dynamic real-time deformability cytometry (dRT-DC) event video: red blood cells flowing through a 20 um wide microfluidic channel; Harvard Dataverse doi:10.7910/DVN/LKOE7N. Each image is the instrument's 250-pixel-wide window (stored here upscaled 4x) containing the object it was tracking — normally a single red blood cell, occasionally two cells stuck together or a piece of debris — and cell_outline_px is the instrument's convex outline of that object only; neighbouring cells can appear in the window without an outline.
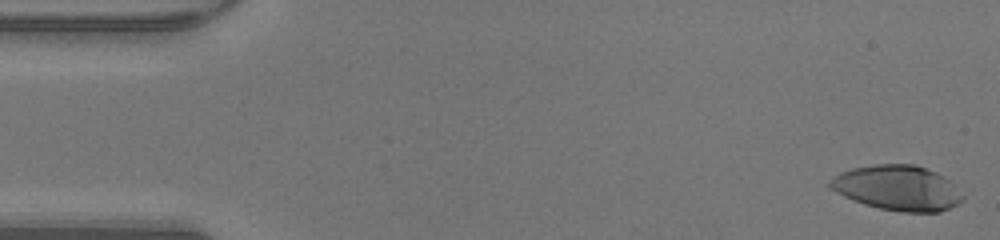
{"species": "human", "species_latin": "Homo sapiens", "temperature_condition": "warm", "stored_images_in_passage": 48, "camera_frame_rate_fps": 3000, "um_per_image_px": 0.085, "donor": {"sex": "male"}, "frame": {"image": 1, "passage_image": 1, "time_ms": 0.0, "image_size_px": [1000, 240], "cell_outline_px": [[964, 200], [940, 212], [900, 212], [880, 208], [864, 204], [844, 196], [828, 188], [824, 184], [828, 180], [840, 172], [852, 168], [876, 164], [916, 164], [936, 172], [944, 176], [964, 196]], "centroid_in_image_um": [76.24, 15.97], "position_along_channel_um": 8.8, "area_um2": 34.97}}
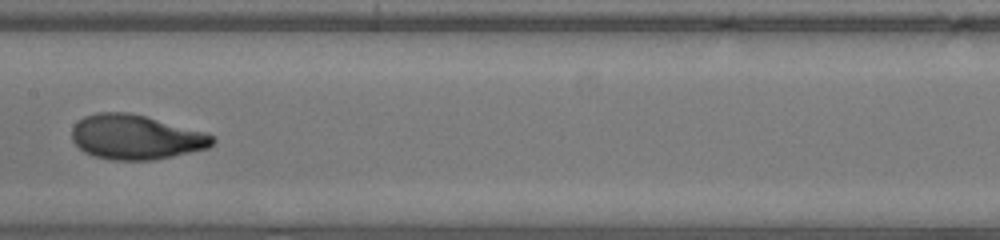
{"frame": {"image": 2, "passage_image": 24, "time_ms": 7.667, "image_size_px": [1000, 240], "cell_outline_px": [[216, 140], [208, 148], [172, 156], [152, 160], [112, 160], [96, 156], [84, 152], [72, 140], [72, 128], [84, 116], [96, 112], [128, 112], [208, 132]], "centroid_in_image_um": [11.55, 11.65], "position_along_channel_um": 195.8, "area_um2": 36.47}}
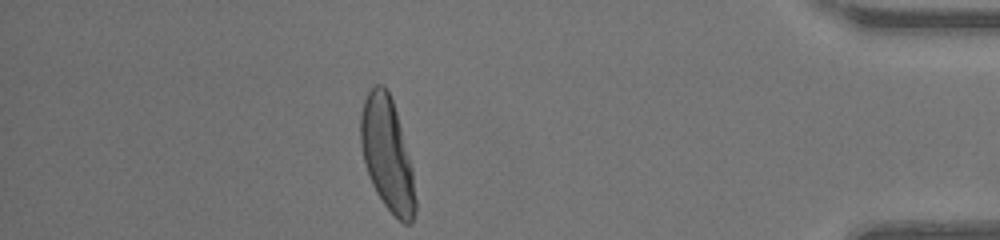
{"frame": {"image": 3, "passage_image": 42, "time_ms": 13.667, "image_size_px": [1000, 240], "cell_outline_px": [[416, 208], [412, 224], [404, 224], [384, 204], [376, 192], [372, 184], [364, 160], [360, 144], [360, 116], [364, 100], [368, 92], [376, 84], [384, 84], [392, 100], [396, 112], [412, 168], [416, 200]], "centroid_in_image_um": [32.91, 13.12], "position_along_channel_um": 402.3, "area_um2": 35.6}, "authors_computed_cell_mechanics": {"area_um2": 35.5759, "velocity_mm_per_s": 4.2681, "shape_relaxation_time_tau1_ms": 4.1854, "shape_relaxation_time_tau2_ms": 0.7382, "deformation_change_tau1": 0.2462, "deformation_change_tau2": 0.0544}}